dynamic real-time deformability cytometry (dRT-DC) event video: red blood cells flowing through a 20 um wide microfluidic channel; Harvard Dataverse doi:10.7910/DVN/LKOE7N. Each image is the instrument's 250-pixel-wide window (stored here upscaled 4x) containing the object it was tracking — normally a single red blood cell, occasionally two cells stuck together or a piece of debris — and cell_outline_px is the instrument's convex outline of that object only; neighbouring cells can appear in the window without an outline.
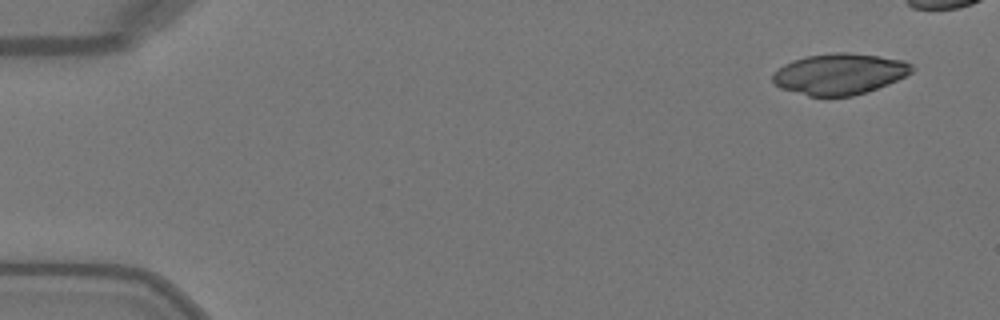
{"species": "Egyptian fruit bat (a non-hibernating species)", "species_latin": "Rousettus aegyptiacus", "temperature_condition": "warm", "stored_images_in_passage": 42, "camera_frame_rate_fps": 3000, "um_per_image_px": 0.085, "animal": {"sex": "female"}, "frame": {"image": 1, "passage_image": 1, "time_ms": 0.0, "image_size_px": [1000, 320], "cell_outline_px": [[916, 68], [912, 72], [888, 84], [852, 96], [808, 96], [780, 88], [772, 80], [772, 76], [784, 64], [792, 60], [808, 56], [836, 52], [844, 52], [880, 56], [904, 60], [912, 64]], "centroid_in_image_um": [71.38, 6.28], "position_along_channel_um": 13.6, "area_um2": 33.06}}